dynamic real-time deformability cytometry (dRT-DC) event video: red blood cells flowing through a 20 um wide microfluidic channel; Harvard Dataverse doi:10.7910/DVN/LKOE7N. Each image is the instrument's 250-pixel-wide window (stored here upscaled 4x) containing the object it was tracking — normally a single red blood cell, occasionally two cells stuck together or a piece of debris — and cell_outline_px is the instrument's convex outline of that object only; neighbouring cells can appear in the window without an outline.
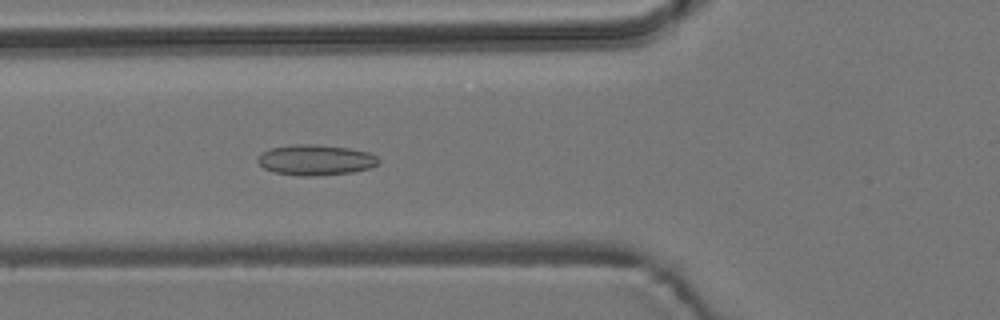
{"species": "common noctule bat (a hibernating species)", "species_latin": "Nyctalus noctula", "temperature_condition": "room temperature", "stored_images_in_passage": 54, "camera_frame_rate_fps": 3000, "um_per_image_px": 0.085, "animal": {"sex": "male", "body_mass_g": 19.2, "forearm_length_mm": 51.8}, "frame": {"image": 1, "passage_image": 19, "time_ms": 6.0, "image_size_px": [1000, 320], "cell_outline_px": [[380, 164], [368, 168], [352, 172], [312, 176], [304, 176], [276, 172], [264, 168], [256, 160], [260, 152], [268, 148], [292, 144], [316, 144], [348, 148], [368, 152], [376, 156], [380, 160]], "centroid_in_image_um": [26.8, 13.58], "position_along_channel_um": 99.0, "area_um2": 21.56}}
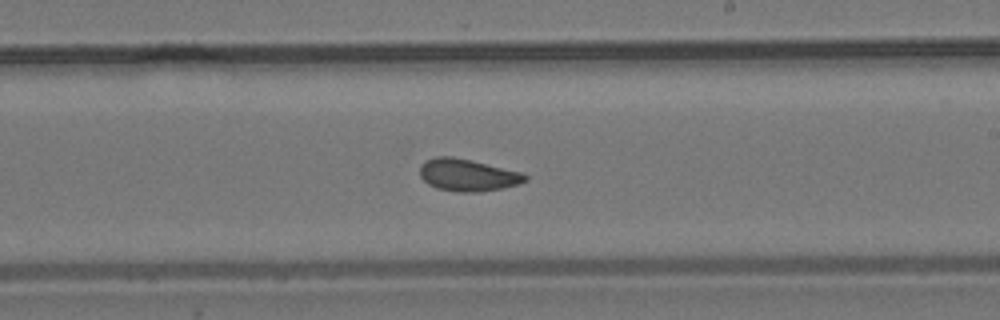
{"frame": {"image": 2, "passage_image": 31, "time_ms": 10.0, "image_size_px": [1000, 320], "cell_outline_px": [[528, 180], [520, 184], [480, 192], [456, 192], [436, 188], [428, 184], [420, 176], [420, 164], [424, 160], [436, 156], [452, 156], [524, 172], [528, 176]], "centroid_in_image_um": [39.75, 14.87], "position_along_channel_um": 249.2, "area_um2": 20.0}}
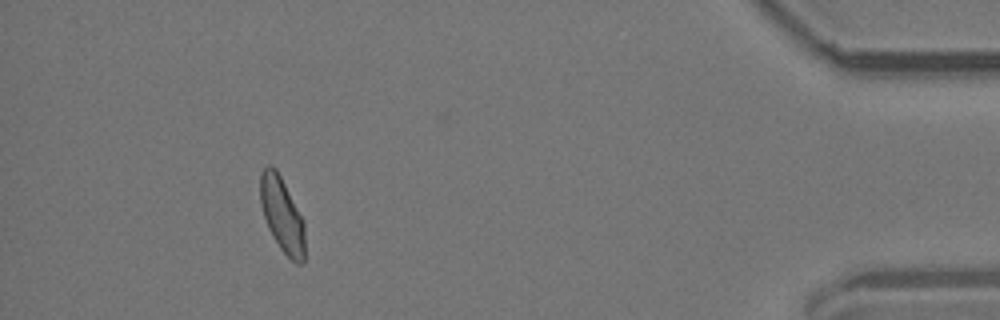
{"frame": {"image": 3, "passage_image": 49, "time_ms": 16.0, "image_size_px": [1000, 320], "cell_outline_px": [[304, 264], [296, 264], [280, 248], [272, 236], [268, 228], [260, 204], [260, 172], [268, 164], [272, 164], [276, 168], [304, 220]], "centroid_in_image_um": [23.96, 18.24], "position_along_channel_um": 411.2, "area_um2": 19.54}, "authors_computed_cell_mechanics": {"area_um2": 19.7387, "velocity_mm_per_s": 3.7488, "shape_relaxation_time_tau1_ms": 9.4962, "shape_relaxation_time_tau2_ms": 1.5818, "deformation_change_tau1": 0.161, "deformation_change_tau2": 0.0668}}